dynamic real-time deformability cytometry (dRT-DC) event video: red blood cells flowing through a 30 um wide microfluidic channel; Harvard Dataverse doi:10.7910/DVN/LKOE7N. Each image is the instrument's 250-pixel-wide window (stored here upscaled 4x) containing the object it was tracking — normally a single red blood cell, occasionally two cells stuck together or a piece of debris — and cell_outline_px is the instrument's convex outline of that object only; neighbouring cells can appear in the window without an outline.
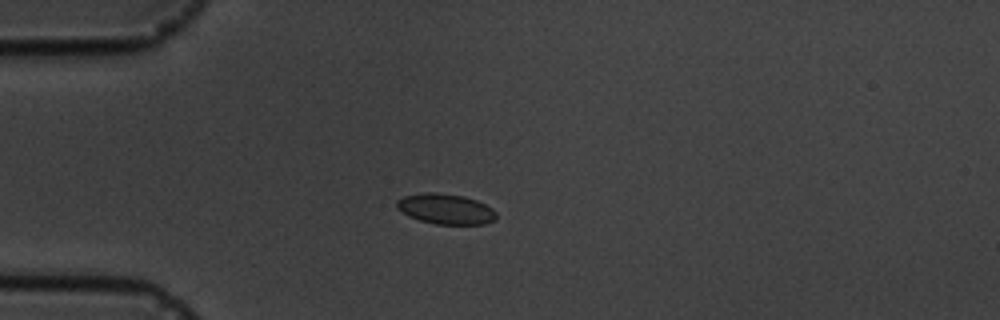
{"species": "common noctule bat (a hibernating species)", "species_latin": "Nyctalus noctula", "temperature_condition": "cold", "stored_images_in_passage": 5, "camera_frame_rate_fps": 3000, "um_per_image_px": 0.085, "animal": {"sex": "male", "body_mass_g": 19.5, "forearm_length_mm": 54.6}, "frame": {"image": 1, "passage_image": 3, "time_ms": 3.0, "image_size_px": [1000, 320], "cell_outline_px": [[496, 220], [484, 224], [436, 224], [420, 220], [408, 216], [396, 208], [396, 200], [404, 196], [428, 192], [436, 192], [464, 196], [476, 200], [492, 208], [496, 212]], "centroid_in_image_um": [37.88, 17.76], "position_along_channel_um": 47.1, "area_um2": 17.63}}
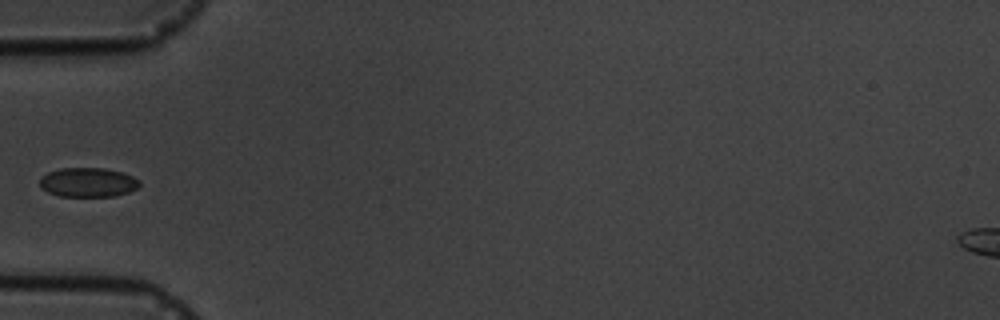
{"frame": {"image": 2, "passage_image": 4, "time_ms": 4.333, "image_size_px": [1000, 320], "cell_outline_px": [[140, 184], [136, 188], [128, 192], [116, 196], [60, 196], [48, 192], [40, 188], [40, 176], [48, 172], [60, 168], [104, 168], [124, 172], [140, 180]], "centroid_in_image_um": [7.47, 15.49], "position_along_channel_um": 77.5, "area_um2": 17.17}}
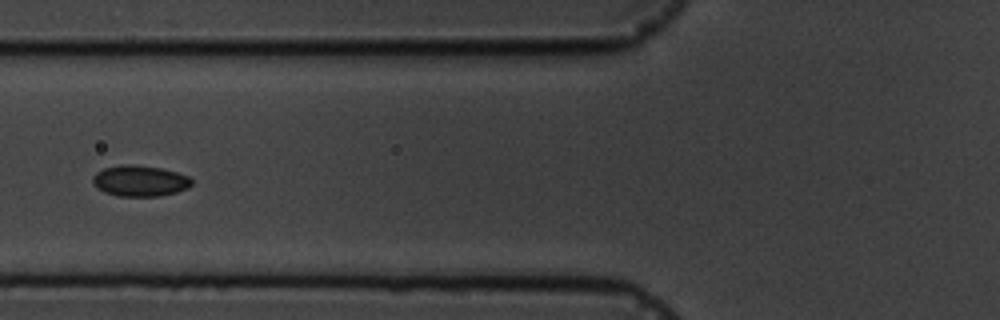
{"frame": {"image": 3, "passage_image": 5, "time_ms": 5.333, "image_size_px": [1000, 320], "cell_outline_px": [[192, 184], [188, 188], [176, 192], [160, 196], [116, 196], [104, 192], [96, 188], [92, 184], [92, 176], [96, 172], [104, 168], [120, 164], [132, 164], [160, 168], [176, 172], [188, 176], [192, 180]], "centroid_in_image_um": [11.85, 15.37], "position_along_channel_um": 114.0, "area_um2": 18.03}}